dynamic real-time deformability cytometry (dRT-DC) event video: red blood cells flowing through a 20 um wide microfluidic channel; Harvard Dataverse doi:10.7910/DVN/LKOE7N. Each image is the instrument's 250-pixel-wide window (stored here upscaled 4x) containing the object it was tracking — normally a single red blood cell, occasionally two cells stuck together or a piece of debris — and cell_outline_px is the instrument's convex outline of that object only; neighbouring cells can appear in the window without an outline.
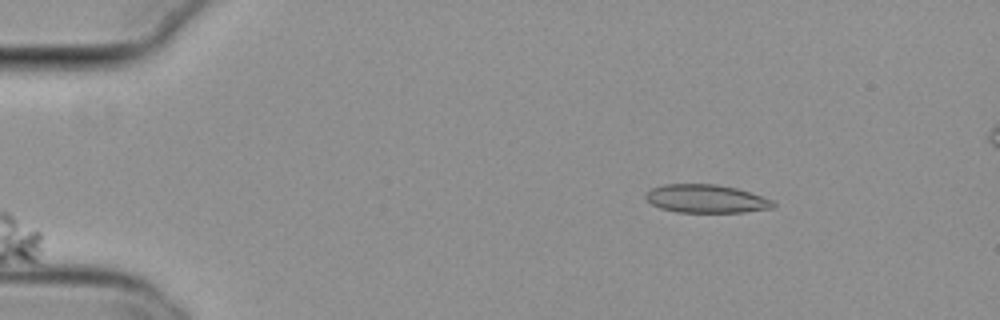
{"species": "common noctule bat (a hibernating species)", "species_latin": "Nyctalus noctula", "temperature_condition": "cold", "stored_images_in_passage": 35, "camera_frame_rate_fps": 3000, "um_per_image_px": 0.085, "animal": {"sex": "female", "body_mass_g": 29.2, "forearm_length_mm": 56.3}, "frame": {"image": 1, "passage_image": 1, "time_ms": 0.0, "image_size_px": [1000, 320], "cell_outline_px": [[776, 204], [772, 208], [744, 212], [676, 212], [660, 208], [652, 204], [644, 196], [644, 192], [652, 188], [664, 184], [716, 184], [736, 188], [772, 200]], "centroid_in_image_um": [59.98, 16.89], "position_along_channel_um": 25.0, "area_um2": 20.92}}
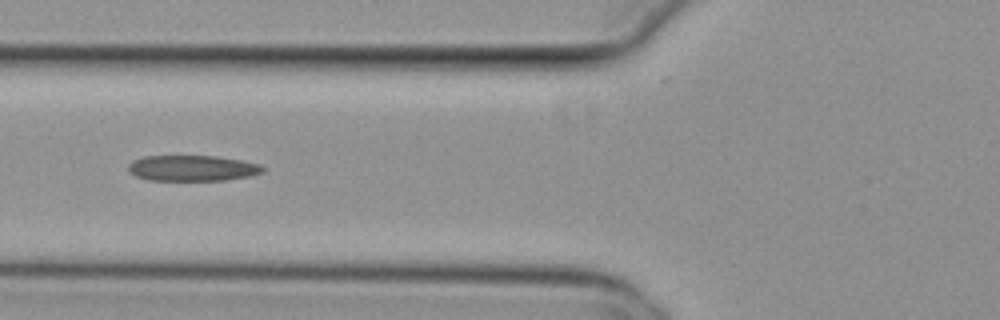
{"frame": {"image": 2, "passage_image": 14, "time_ms": 4.333, "image_size_px": [1000, 320], "cell_outline_px": [[264, 172], [252, 176], [224, 180], [148, 180], [136, 176], [128, 172], [128, 164], [132, 160], [144, 156], [216, 156], [240, 160], [260, 164], [264, 168]], "centroid_in_image_um": [16.34, 14.29], "position_along_channel_um": 109.5, "area_um2": 20.29}}
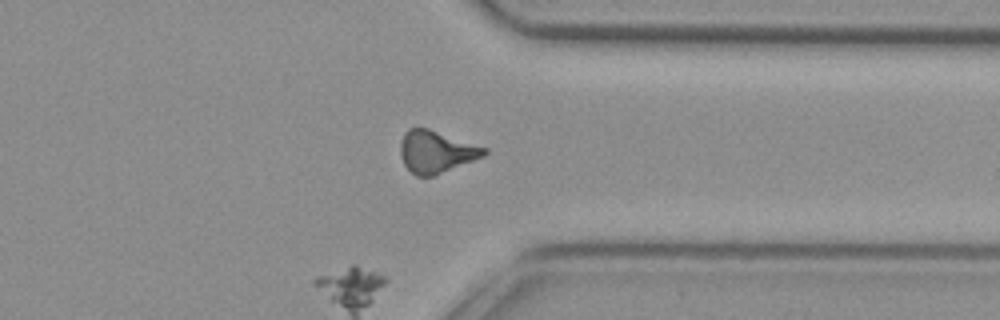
{"frame": {"image": 3, "passage_image": 35, "time_ms": 11.333, "image_size_px": [1000, 320], "cell_outline_px": [[488, 152], [484, 156], [432, 176], [416, 176], [404, 164], [400, 156], [400, 144], [404, 132], [408, 128], [428, 128], [488, 148]], "centroid_in_image_um": [37.06, 12.88], "position_along_channel_um": 374.3, "area_um2": 20.46}}